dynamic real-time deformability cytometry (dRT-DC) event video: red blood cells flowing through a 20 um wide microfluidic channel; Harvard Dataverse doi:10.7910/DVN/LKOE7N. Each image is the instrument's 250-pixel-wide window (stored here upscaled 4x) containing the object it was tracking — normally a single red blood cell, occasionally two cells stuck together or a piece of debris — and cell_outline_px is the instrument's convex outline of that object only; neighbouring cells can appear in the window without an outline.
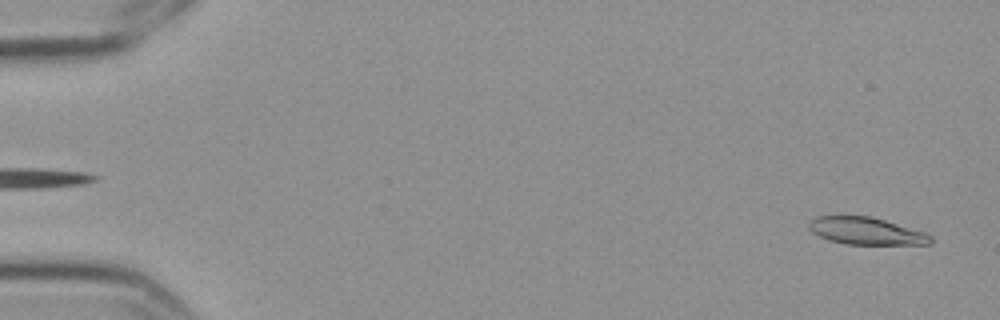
{"species": "Egyptian fruit bat (a non-hibernating species)", "species_latin": "Rousettus aegyptiacus", "temperature_condition": "cold", "stored_images_in_passage": 5, "segment_of_instrument_passage": [2, 2], "camera_frame_rate_fps": 3000, "um_per_image_px": 0.085, "frame": {"image": 1, "passage_image": 5, "time_ms": 1.333, "image_size_px": [1000, 320], "cell_outline_px": [[932, 244], [844, 244], [828, 240], [812, 232], [808, 228], [808, 224], [816, 216], [868, 216], [884, 220], [924, 232], [932, 236]], "centroid_in_image_um": [73.6, 19.64], "position_along_channel_um": 11.4, "area_um2": 19.13}}